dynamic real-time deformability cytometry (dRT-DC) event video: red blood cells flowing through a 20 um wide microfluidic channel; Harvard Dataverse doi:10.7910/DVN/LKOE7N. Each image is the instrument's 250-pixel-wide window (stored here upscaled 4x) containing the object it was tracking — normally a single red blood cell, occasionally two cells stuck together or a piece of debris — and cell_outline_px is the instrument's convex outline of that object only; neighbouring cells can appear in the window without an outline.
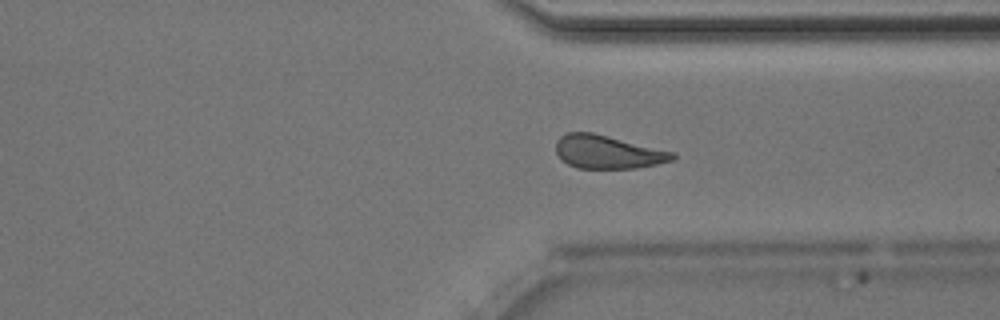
{"species": "Egyptian fruit bat (a non-hibernating species)", "species_latin": "Rousettus aegyptiacus", "temperature_condition": "room temperature", "stored_images_in_passage": 50, "camera_frame_rate_fps": 3000, "um_per_image_px": 0.085, "animal": {"sex": "male"}, "frame": {"image": 1, "passage_image": 38, "time_ms": 12.333, "image_size_px": [1000, 320], "cell_outline_px": [[676, 160], [636, 168], [576, 168], [560, 160], [556, 152], [556, 140], [560, 136], [568, 132], [592, 132], [676, 152]], "centroid_in_image_um": [51.66, 12.91], "position_along_channel_um": 359.7, "area_um2": 22.89}}
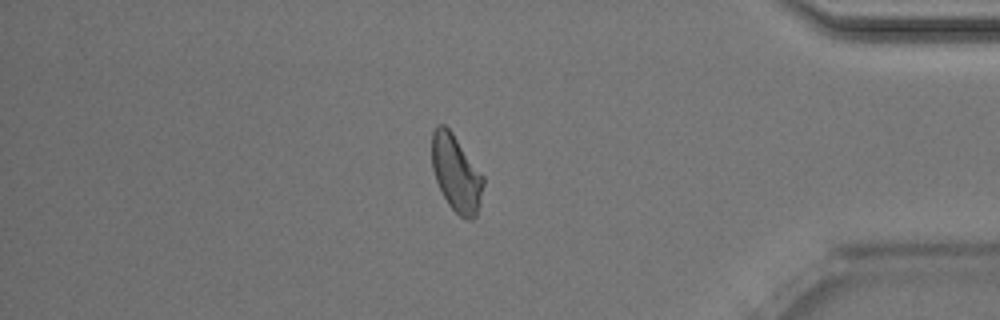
{"frame": {"image": 2, "passage_image": 43, "time_ms": 14.0, "image_size_px": [1000, 320], "cell_outline_px": [[484, 184], [480, 204], [476, 216], [472, 220], [468, 220], [460, 216], [448, 204], [436, 180], [432, 168], [432, 132], [436, 124], [444, 124], [452, 132], [484, 176]], "centroid_in_image_um": [38.78, 14.73], "position_along_channel_um": 396.4, "area_um2": 22.95}, "authors_computed_cell_mechanics": {"area_um2": 23.6402, "velocity_mm_per_s": 4.0152, "shape_relaxation_time_tau1_ms": 3.0007, "shape_relaxation_time_tau2_ms": 2.4533, "deformation_change_tau1": 0.1058, "deformation_change_tau2": 0.1021}}